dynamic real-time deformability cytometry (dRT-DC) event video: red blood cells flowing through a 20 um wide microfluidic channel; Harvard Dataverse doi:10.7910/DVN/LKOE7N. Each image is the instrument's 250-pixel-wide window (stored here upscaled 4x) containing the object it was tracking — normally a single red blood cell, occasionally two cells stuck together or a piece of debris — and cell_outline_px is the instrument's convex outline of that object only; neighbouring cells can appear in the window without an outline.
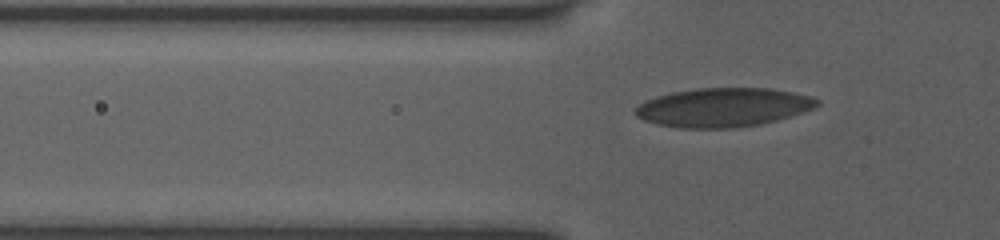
{"species": "human", "species_latin": "Homo sapiens", "temperature_condition": "room temperature", "stored_images_in_passage": 42, "camera_frame_rate_fps": 3000, "um_per_image_px": 0.085, "donor": {"sex": "female"}, "frame": {"image": 1, "passage_image": 7, "time_ms": 2.0, "image_size_px": [1000, 240], "cell_outline_px": [[820, 104], [812, 108], [776, 120], [760, 124], [736, 128], [680, 128], [656, 124], [644, 120], [636, 116], [636, 108], [640, 104], [656, 96], [672, 92], [696, 88], [772, 88], [812, 96], [820, 100]], "centroid_in_image_um": [61.47, 9.12], "position_along_channel_um": 64.3, "area_um2": 41.1}}
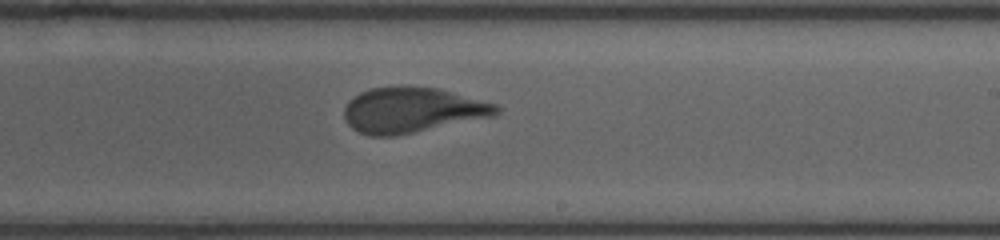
{"frame": {"image": 2, "passage_image": 22, "time_ms": 7.0, "image_size_px": [1000, 240], "cell_outline_px": [[500, 112], [496, 116], [396, 136], [372, 136], [360, 132], [352, 128], [348, 124], [344, 116], [344, 108], [348, 100], [360, 92], [372, 88], [404, 84], [436, 88], [496, 104], [500, 108]], "centroid_in_image_um": [35.03, 9.35], "position_along_channel_um": 254.0, "area_um2": 40.58}}
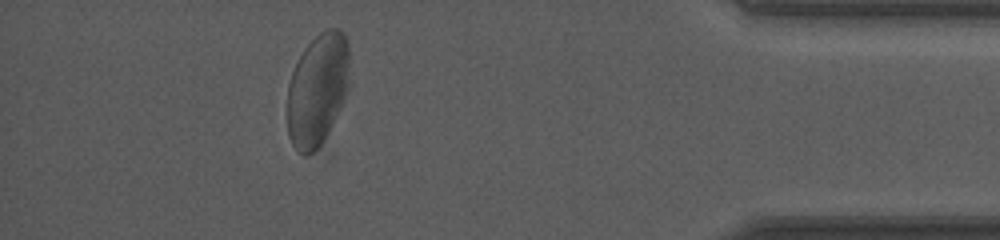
{"frame": {"image": 3, "passage_image": 37, "time_ms": 12.0, "image_size_px": [1000, 240], "cell_outline_px": [[348, 84], [340, 108], [328, 132], [320, 144], [308, 156], [304, 156], [292, 144], [288, 132], [288, 84], [292, 72], [304, 48], [320, 32], [328, 28], [340, 28], [344, 32], [348, 40]], "centroid_in_image_um": [26.98, 7.58], "position_along_channel_um": 408.2, "area_um2": 40.29}, "authors_computed_cell_mechanics": {"area_um2": 40.5756, "velocity_mm_per_s": 3.8876, "shape_relaxation_time_tau1_ms": 5.1675, "shape_relaxation_time_tau2_ms": null, "deformation_change_tau1": 0.1526, "deformation_change_tau2": null}}